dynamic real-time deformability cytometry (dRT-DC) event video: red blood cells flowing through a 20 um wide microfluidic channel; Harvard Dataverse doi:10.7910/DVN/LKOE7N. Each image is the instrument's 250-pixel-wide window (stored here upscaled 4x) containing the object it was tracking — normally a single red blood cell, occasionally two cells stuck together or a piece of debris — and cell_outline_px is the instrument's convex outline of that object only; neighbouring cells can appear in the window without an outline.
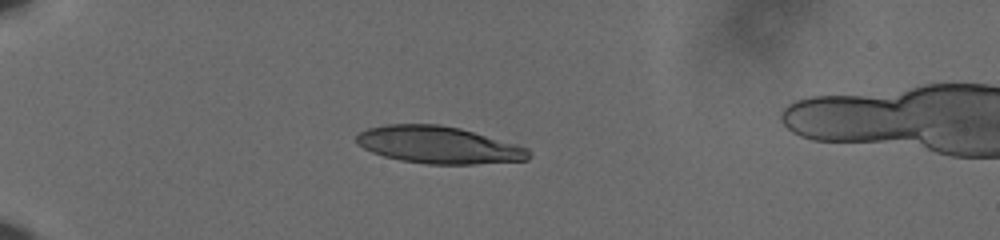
{"species": "human", "species_latin": "Homo sapiens", "temperature_condition": "cold", "stored_images_in_passage": 59, "camera_frame_rate_fps": 3000, "um_per_image_px": 0.085, "donor": {"sex": "male"}, "frame": {"image": 1, "passage_image": 18, "time_ms": 5.667, "image_size_px": [1000, 240], "cell_outline_px": [[532, 156], [528, 160], [472, 164], [428, 164], [400, 160], [384, 156], [372, 152], [356, 144], [356, 136], [360, 132], [368, 128], [384, 124], [440, 124], [460, 128], [516, 144], [528, 148], [532, 152]], "centroid_in_image_um": [37.28, 12.32], "position_along_channel_um": 47.7, "area_um2": 37.4}}
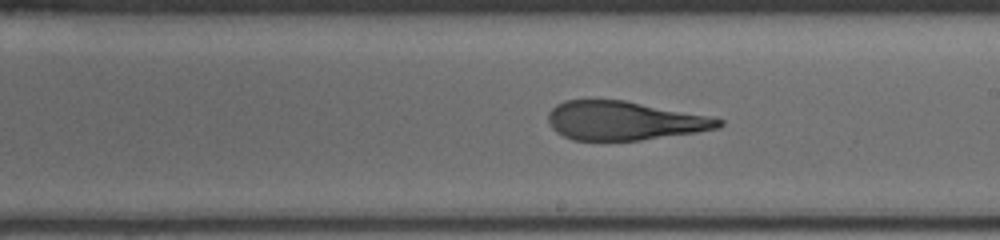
{"frame": {"image": 2, "passage_image": 37, "time_ms": 12.0, "image_size_px": [1000, 240], "cell_outline_px": [[724, 124], [720, 128], [696, 132], [640, 140], [572, 140], [556, 132], [548, 124], [548, 112], [556, 104], [564, 100], [624, 100], [712, 116], [724, 120]], "centroid_in_image_um": [53.07, 10.25], "position_along_channel_um": 235.9, "area_um2": 38.73}}
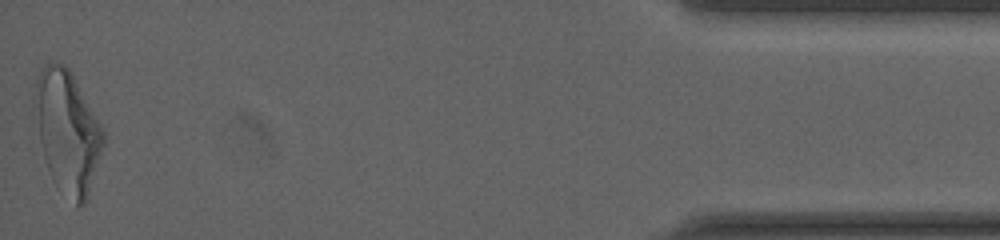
{"frame": {"image": 3, "passage_image": 59, "time_ms": 19.333, "image_size_px": [1000, 240], "cell_outline_px": [[104, 144], [88, 196], [84, 204], [76, 208], [48, 168], [44, 156], [40, 140], [32, 100], [32, 96], [36, 76], [40, 68], [44, 64], [64, 64], [68, 68], [104, 132]], "centroid_in_image_um": [5.7, 11.14], "position_along_channel_um": 429.5, "area_um2": 47.63}, "authors_computed_cell_mechanics": {"area_um2": 39.6508, "velocity_mm_per_s": 3.6356, "shape_relaxation_time_tau1_ms": 9.2048, "shape_relaxation_time_tau2_ms": 2.0005, "deformation_change_tau1": 0.2676, "deformation_change_tau2": 0.1149}}